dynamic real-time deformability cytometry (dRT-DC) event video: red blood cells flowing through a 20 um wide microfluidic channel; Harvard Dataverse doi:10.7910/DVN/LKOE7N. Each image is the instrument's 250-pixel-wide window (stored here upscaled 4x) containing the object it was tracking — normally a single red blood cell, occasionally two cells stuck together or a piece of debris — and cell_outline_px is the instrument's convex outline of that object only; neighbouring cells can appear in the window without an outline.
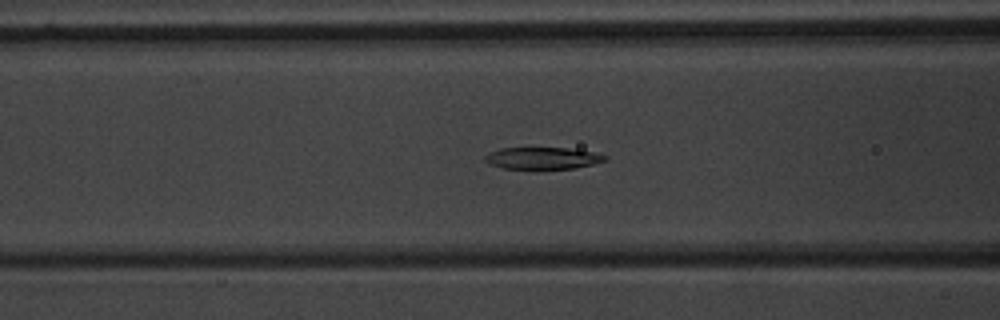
{"species": "common noctule bat (a hibernating species)", "species_latin": "Nyctalus noctula", "temperature_condition": "warm", "stored_images_in_passage": 49, "camera_frame_rate_fps": 3000, "um_per_image_px": 0.085, "animal": {"sex": "male", "body_mass_g": 20.1, "forearm_length_mm": 53.5}, "frame": {"image": 1, "passage_image": 17, "time_ms": 5.333, "image_size_px": [1000, 320], "cell_outline_px": [[608, 160], [576, 168], [504, 168], [492, 164], [484, 160], [484, 156], [488, 152], [500, 148], [528, 144], [568, 148], [596, 152], [608, 156]], "centroid_in_image_um": [46.1, 13.37], "position_along_channel_um": 120.5, "area_um2": 16.18}}
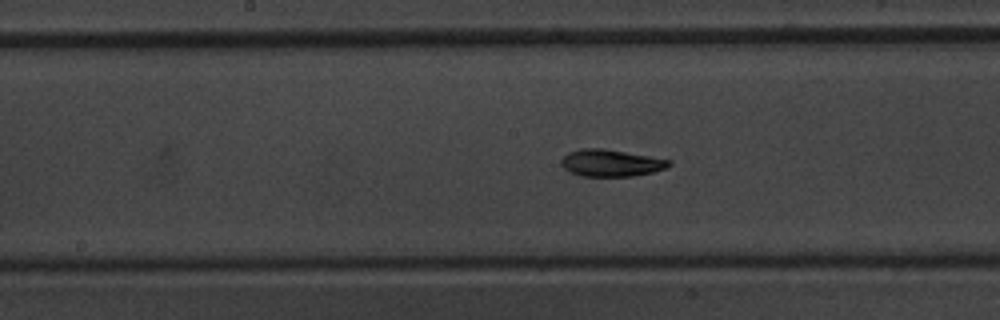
{"frame": {"image": 2, "passage_image": 23, "time_ms": 7.333, "image_size_px": [1000, 320], "cell_outline_px": [[672, 164], [664, 168], [652, 172], [632, 176], [580, 176], [568, 172], [560, 164], [560, 160], [568, 152], [580, 148], [604, 148], [672, 160]], "centroid_in_image_um": [51.89, 13.84], "position_along_channel_um": 196.3, "area_um2": 17.05}}
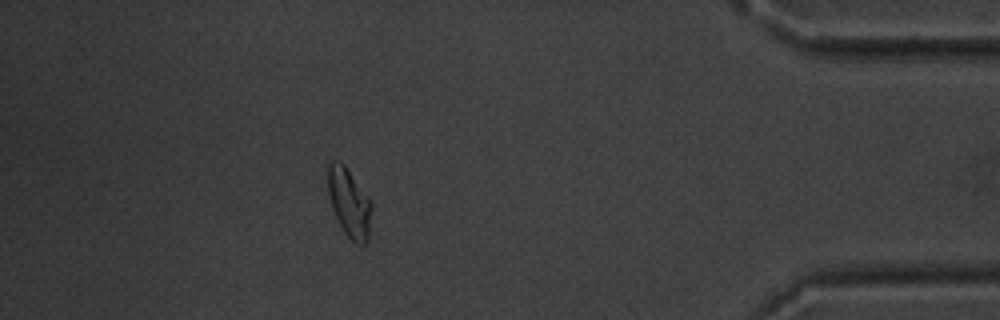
{"frame": {"image": 3, "passage_image": 43, "time_ms": 14.0, "image_size_px": [1000, 320], "cell_outline_px": [[372, 208], [368, 240], [364, 244], [356, 244], [344, 232], [332, 208], [328, 192], [328, 164], [332, 160], [340, 160], [344, 164], [372, 200]], "centroid_in_image_um": [29.7, 17.2], "position_along_channel_um": 405.5, "area_um2": 17.63}, "authors_computed_cell_mechanics": {"area_um2": 17.1088, "velocity_mm_per_s": 3.7799, "shape_relaxation_time_tau1_ms": 3.7994, "shape_relaxation_time_tau2_ms": 3.3211, "deformation_change_tau1": 0.1278, "deformation_change_tau2": 0.0746}}